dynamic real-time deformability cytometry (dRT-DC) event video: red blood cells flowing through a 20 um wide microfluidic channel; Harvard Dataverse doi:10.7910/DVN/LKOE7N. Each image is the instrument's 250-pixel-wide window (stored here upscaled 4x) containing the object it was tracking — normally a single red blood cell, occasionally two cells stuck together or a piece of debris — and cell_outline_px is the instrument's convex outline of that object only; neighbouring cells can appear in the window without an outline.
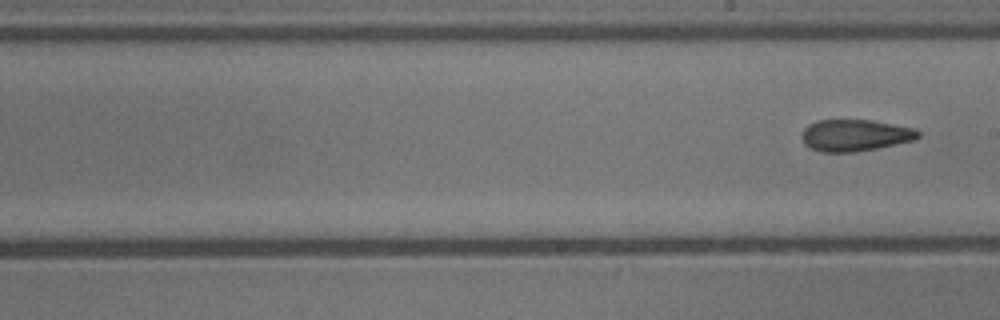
{"species": "common noctule bat (a hibernating species)", "species_latin": "Nyctalus noctula", "temperature_condition": "cold", "stored_images_in_passage": 6, "camera_frame_rate_fps": 3000, "um_per_image_px": 0.085, "animal": {"sex": "male", "body_mass_g": 13.3}, "frame": {"image": 1, "passage_image": 6, "time_ms": 1.667, "image_size_px": [1000, 320], "cell_outline_px": [[920, 136], [916, 140], [856, 152], [820, 152], [808, 148], [804, 144], [800, 136], [804, 128], [808, 124], [816, 120], [872, 120], [916, 128], [920, 132]], "centroid_in_image_um": [72.66, 11.5], "position_along_channel_um": 216.3, "area_um2": 21.85}}